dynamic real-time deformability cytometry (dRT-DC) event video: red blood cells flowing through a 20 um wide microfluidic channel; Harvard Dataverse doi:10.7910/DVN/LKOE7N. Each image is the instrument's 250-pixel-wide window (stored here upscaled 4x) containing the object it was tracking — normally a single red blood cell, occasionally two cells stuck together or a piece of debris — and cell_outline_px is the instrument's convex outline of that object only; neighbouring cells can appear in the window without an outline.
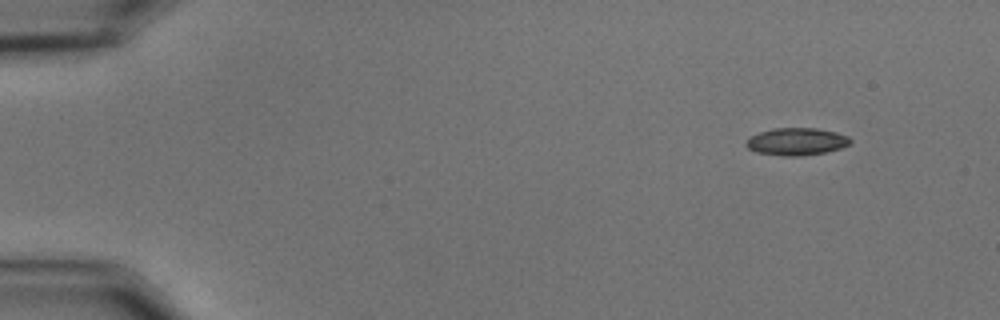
{"species": "common noctule bat (a hibernating species)", "species_latin": "Nyctalus noctula", "temperature_condition": "cold", "stored_images_in_passage": 55, "camera_frame_rate_fps": 3000, "um_per_image_px": 0.085, "animal": {"sex": "male", "body_mass_g": 15.6}, "frame": {"image": 1, "passage_image": 7, "time_ms": 2.0, "image_size_px": [1000, 320], "cell_outline_px": [[848, 140], [844, 144], [832, 148], [816, 152], [768, 152], [756, 148], [768, 132], [824, 132]], "centroid_in_image_um": [67.95, 12.07], "position_along_channel_um": 17.0, "area_um2": 10.69}}
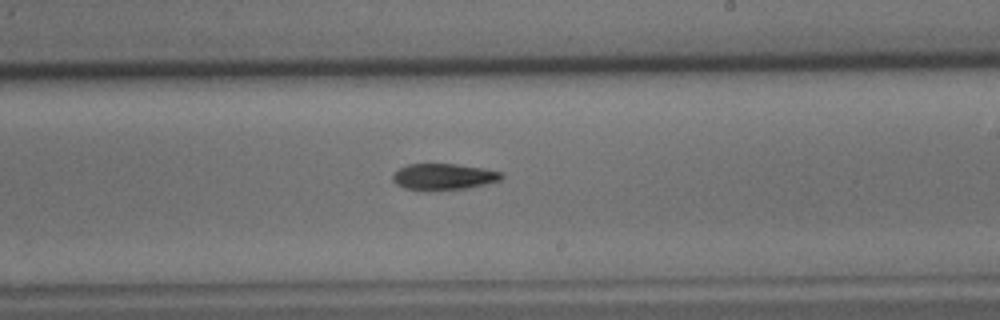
{"frame": {"image": 2, "passage_image": 36, "time_ms": 11.667, "image_size_px": [1000, 320], "cell_outline_px": [[496, 176], [484, 180], [468, 184], [408, 184], [400, 180], [400, 176], [404, 172], [416, 168], [432, 164], [464, 168], [492, 172]], "centroid_in_image_um": [37.75, 14.91], "position_along_channel_um": 251.2, "area_um2": 10.0}}
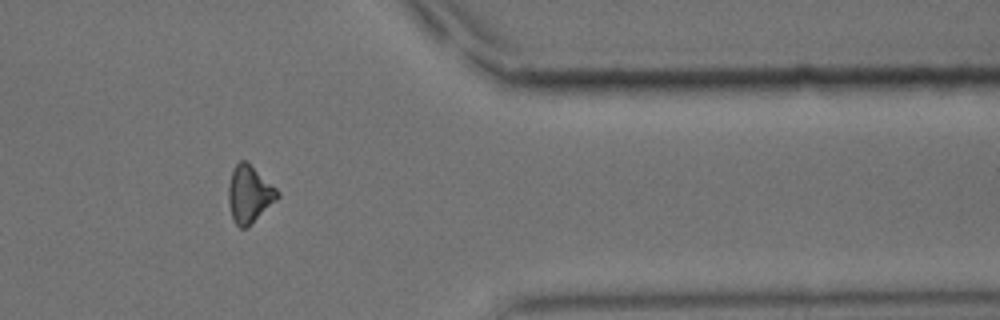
{"frame": {"image": 3, "passage_image": 49, "time_ms": 16.0, "image_size_px": [1000, 320], "cell_outline_px": [[276, 196], [248, 224], [244, 224], [236, 220], [232, 212], [232, 180], [236, 168], [244, 164], [248, 164], [276, 192]], "centroid_in_image_um": [21.2, 16.5], "position_along_channel_um": 390.2, "area_um2": 12.66}}